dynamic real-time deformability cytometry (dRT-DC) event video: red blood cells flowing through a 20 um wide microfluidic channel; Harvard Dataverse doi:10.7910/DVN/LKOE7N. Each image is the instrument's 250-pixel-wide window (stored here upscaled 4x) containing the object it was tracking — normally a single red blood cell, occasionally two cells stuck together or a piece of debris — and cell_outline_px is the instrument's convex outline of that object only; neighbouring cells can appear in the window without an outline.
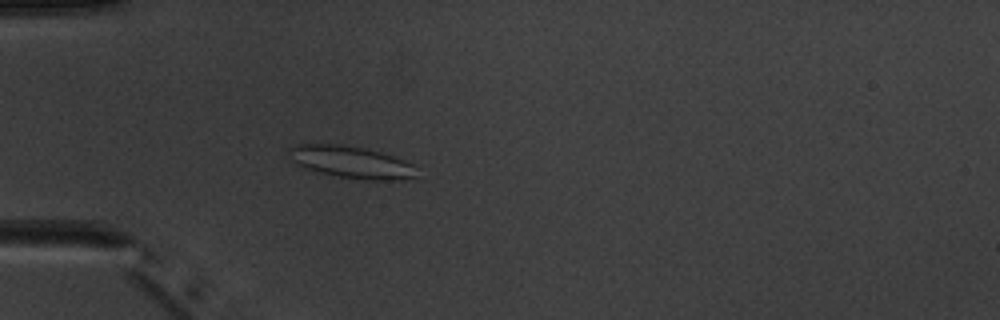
{"species": "common noctule bat (a hibernating species)", "species_latin": "Nyctalus noctula", "temperature_condition": "warm", "stored_images_in_passage": 4, "camera_frame_rate_fps": 3000, "um_per_image_px": 0.085, "animal": {"sex": "male", "body_mass_g": 20.1, "forearm_length_mm": 53.5}, "frame": {"image": 1, "passage_image": 4, "time_ms": 3.667, "image_size_px": [1000, 320], "cell_outline_px": [[416, 176], [404, 180], [368, 180], [340, 176], [300, 168], [292, 160], [288, 148], [296, 144], [344, 144], [364, 148], [380, 152], [404, 160], [412, 164]], "centroid_in_image_um": [29.82, 13.77], "position_along_channel_um": 55.2, "area_um2": 23.76}}